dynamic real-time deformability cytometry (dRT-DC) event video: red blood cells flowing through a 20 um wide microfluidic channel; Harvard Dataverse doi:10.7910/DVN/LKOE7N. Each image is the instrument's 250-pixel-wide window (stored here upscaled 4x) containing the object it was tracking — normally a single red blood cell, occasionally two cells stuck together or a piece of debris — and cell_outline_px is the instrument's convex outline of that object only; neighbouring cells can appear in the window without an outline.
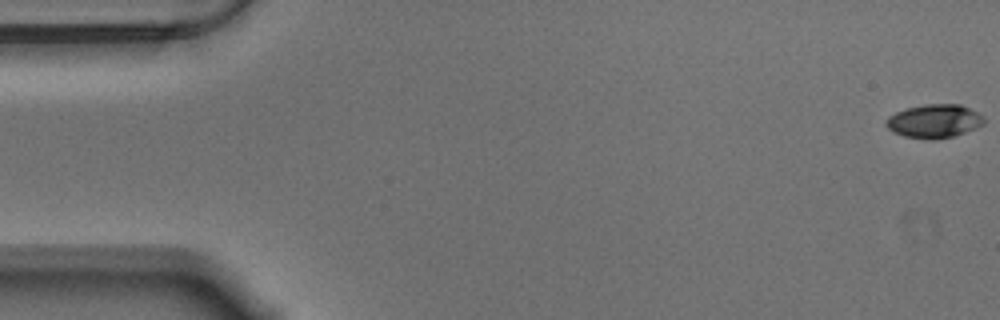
{"species": "Egyptian fruit bat (a non-hibernating species)", "species_latin": "Rousettus aegyptiacus", "temperature_condition": "warm", "stored_images_in_passage": 18, "camera_frame_rate_fps": 3000, "um_per_image_px": 0.085, "animal": {"sex": "male"}, "frame": {"image": 1, "passage_image": 1, "time_ms": 0.0, "image_size_px": [1000, 320], "cell_outline_px": [[984, 124], [964, 132], [952, 136], [936, 140], [928, 140], [904, 136], [892, 132], [884, 124], [888, 116], [896, 112], [908, 108], [924, 104], [960, 104], [984, 116]], "centroid_in_image_um": [79.38, 10.3], "position_along_channel_um": 5.6, "area_um2": 19.13}}
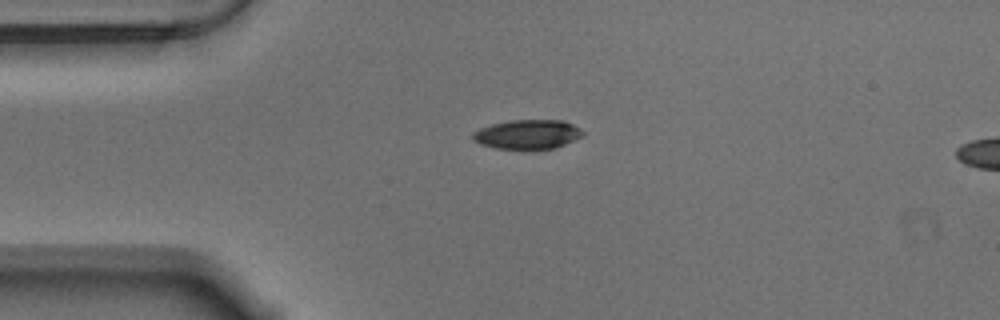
{"frame": {"image": 2, "passage_image": 14, "time_ms": 4.333, "image_size_px": [1000, 320], "cell_outline_px": [[584, 136], [564, 144], [552, 148], [496, 148], [480, 144], [472, 140], [472, 132], [480, 128], [492, 124], [512, 120], [564, 120], [580, 128], [584, 132]], "centroid_in_image_um": [44.84, 11.4], "position_along_channel_um": 40.2, "area_um2": 18.61}}